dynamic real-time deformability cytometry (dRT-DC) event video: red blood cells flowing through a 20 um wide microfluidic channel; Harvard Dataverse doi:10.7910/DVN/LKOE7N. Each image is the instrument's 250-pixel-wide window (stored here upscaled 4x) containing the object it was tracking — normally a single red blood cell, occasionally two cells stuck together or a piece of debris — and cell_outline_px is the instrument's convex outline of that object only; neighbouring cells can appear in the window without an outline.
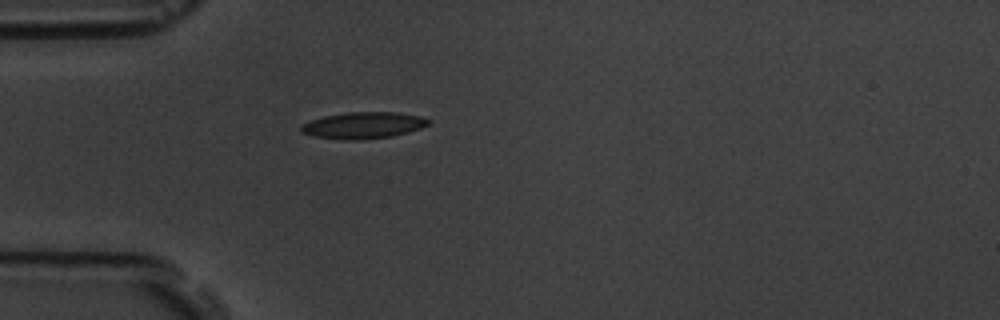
{"species": "common noctule bat (a hibernating species)", "species_latin": "Nyctalus noctula", "temperature_condition": "room temperature", "stored_images_in_passage": 1, "camera_frame_rate_fps": 3000, "um_per_image_px": 0.085, "animal": {"sex": "male", "body_mass_g": 19.5, "forearm_length_mm": 54.6}, "frame": {"image": 1, "passage_image": 1, "time_ms": 0.0, "image_size_px": [1000, 320], "cell_outline_px": [[432, 120], [428, 124], [420, 128], [408, 132], [392, 136], [360, 140], [344, 140], [316, 136], [300, 132], [300, 128], [304, 124], [312, 120], [324, 116], [348, 112], [396, 112], [420, 116]], "centroid_in_image_um": [30.9, 10.65], "position_along_channel_um": 54.1, "area_um2": 19.54}}